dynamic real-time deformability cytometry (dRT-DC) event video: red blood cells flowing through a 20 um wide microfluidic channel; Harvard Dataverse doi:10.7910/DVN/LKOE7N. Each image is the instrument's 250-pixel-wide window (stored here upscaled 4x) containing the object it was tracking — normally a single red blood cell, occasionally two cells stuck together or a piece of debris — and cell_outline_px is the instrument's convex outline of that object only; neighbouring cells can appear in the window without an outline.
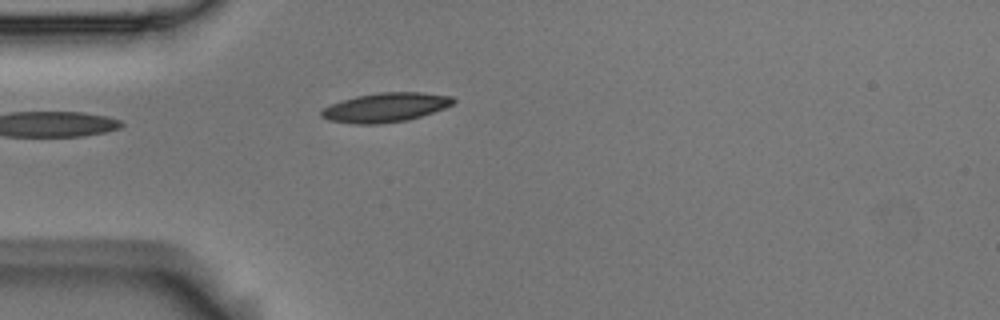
{"species": "Egyptian fruit bat (a non-hibernating species)", "species_latin": "Rousettus aegyptiacus", "temperature_condition": "room temperature", "stored_images_in_passage": 1, "camera_frame_rate_fps": 3000, "um_per_image_px": 0.085, "animal": {"sex": "male"}, "frame": {"image": 1, "passage_image": 1, "time_ms": 0.0, "image_size_px": [1000, 320], "cell_outline_px": [[456, 100], [452, 104], [444, 108], [408, 120], [376, 124], [356, 124], [328, 120], [320, 116], [320, 112], [324, 108], [340, 100], [356, 96], [380, 92], [420, 92], [452, 96]], "centroid_in_image_um": [32.75, 9.13], "position_along_channel_um": 52.2, "area_um2": 22.37}}